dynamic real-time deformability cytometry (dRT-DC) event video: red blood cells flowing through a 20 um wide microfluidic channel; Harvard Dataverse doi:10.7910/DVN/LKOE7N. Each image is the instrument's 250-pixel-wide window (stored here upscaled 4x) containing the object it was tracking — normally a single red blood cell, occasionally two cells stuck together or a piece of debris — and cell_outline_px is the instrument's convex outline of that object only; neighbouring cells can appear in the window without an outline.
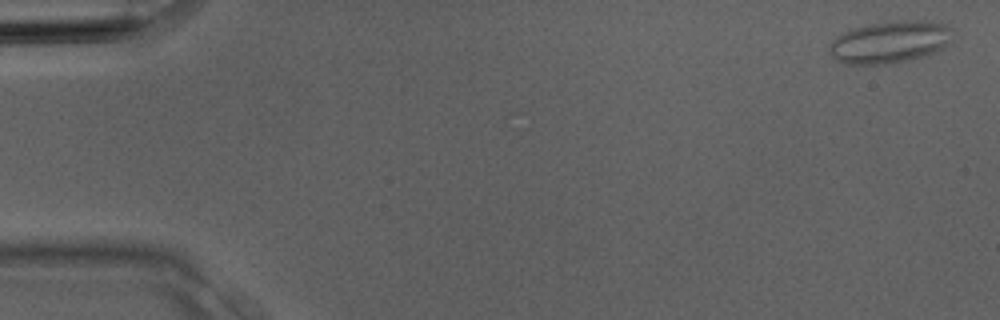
{"species": "Egyptian fruit bat (a non-hibernating species)", "species_latin": "Rousettus aegyptiacus", "temperature_condition": "room temperature", "stored_images_in_passage": 4, "camera_frame_rate_fps": 3000, "um_per_image_px": 0.085, "animal": {"sex": "male"}, "frame": {"image": 1, "passage_image": 1, "time_ms": 0.0, "image_size_px": [1000, 320], "cell_outline_px": [[952, 40], [944, 48], [936, 52], [924, 56], [908, 60], [880, 64], [844, 64], [836, 60], [828, 52], [828, 48], [832, 40], [836, 36], [852, 28], [892, 20], [928, 20], [944, 24], [952, 28]], "centroid_in_image_um": [75.65, 3.56], "position_along_channel_um": 9.3, "area_um2": 30.58}}